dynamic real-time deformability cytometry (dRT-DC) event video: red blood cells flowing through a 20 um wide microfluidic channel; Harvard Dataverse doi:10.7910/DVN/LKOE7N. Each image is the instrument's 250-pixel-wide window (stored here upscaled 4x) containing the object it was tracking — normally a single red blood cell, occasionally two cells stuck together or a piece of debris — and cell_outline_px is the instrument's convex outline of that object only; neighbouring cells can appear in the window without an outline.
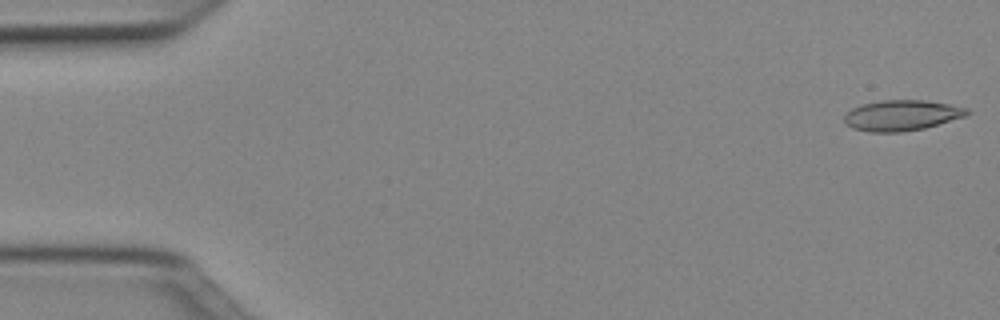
{"species": "Egyptian fruit bat (a non-hibernating species)", "species_latin": "Rousettus aegyptiacus", "temperature_condition": "cold", "stored_images_in_passage": 50, "camera_frame_rate_fps": 3000, "um_per_image_px": 0.085, "animal": {"sex": "female"}, "frame": {"image": 1, "passage_image": 1, "time_ms": 0.0, "image_size_px": [1000, 320], "cell_outline_px": [[972, 112], [968, 116], [924, 128], [900, 132], [868, 132], [852, 128], [844, 124], [844, 116], [852, 108], [864, 104], [880, 100], [924, 100], [948, 104], [968, 108]], "centroid_in_image_um": [76.67, 9.81], "position_along_channel_um": 8.3, "area_um2": 22.02}}
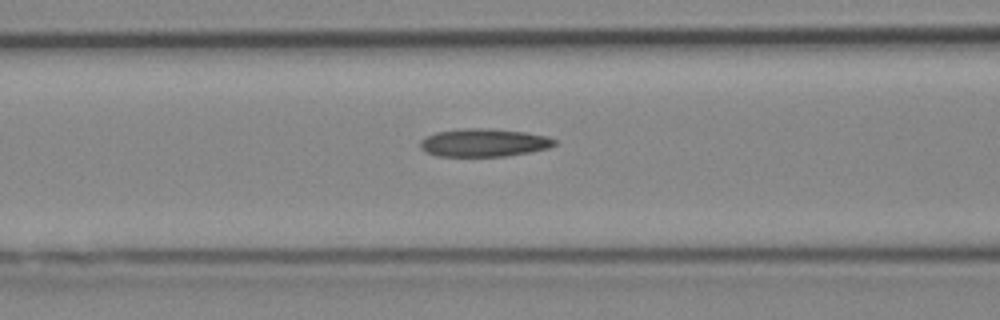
{"frame": {"image": 2, "passage_image": 20, "time_ms": 6.333, "image_size_px": [1000, 320], "cell_outline_px": [[556, 144], [548, 148], [508, 156], [436, 156], [424, 152], [420, 148], [420, 140], [436, 132], [464, 128], [488, 128], [524, 132], [548, 136], [556, 140]], "centroid_in_image_um": [41.11, 12.13], "position_along_channel_um": 125.5, "area_um2": 21.96}}
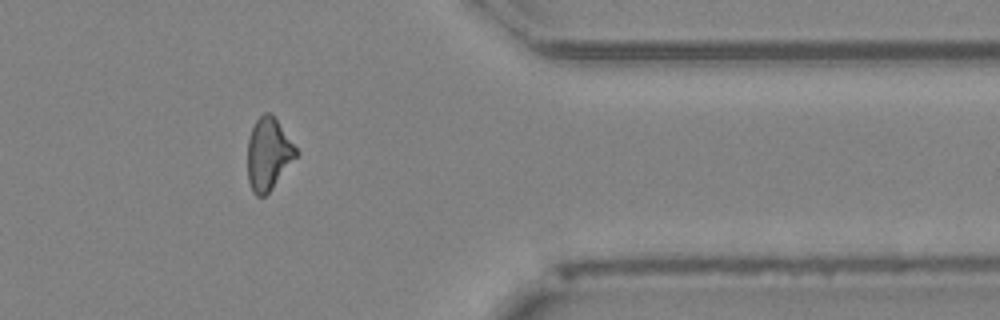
{"frame": {"image": 3, "passage_image": 41, "time_ms": 13.333, "image_size_px": [1000, 320], "cell_outline_px": [[300, 152], [272, 188], [264, 196], [256, 196], [252, 192], [248, 180], [248, 140], [252, 128], [256, 120], [264, 112], [272, 112]], "centroid_in_image_um": [22.82, 13.06], "position_along_channel_um": 388.6, "area_um2": 20.46}, "authors_computed_cell_mechanics": {"area_um2": 21.386, "velocity_mm_per_s": 4.0002, "shape_relaxation_time_tau1_ms": 6.799, "shape_relaxation_time_tau2_ms": 3.8481, "deformation_change_tau1": 0.1797, "deformation_change_tau2": 0.1368}}